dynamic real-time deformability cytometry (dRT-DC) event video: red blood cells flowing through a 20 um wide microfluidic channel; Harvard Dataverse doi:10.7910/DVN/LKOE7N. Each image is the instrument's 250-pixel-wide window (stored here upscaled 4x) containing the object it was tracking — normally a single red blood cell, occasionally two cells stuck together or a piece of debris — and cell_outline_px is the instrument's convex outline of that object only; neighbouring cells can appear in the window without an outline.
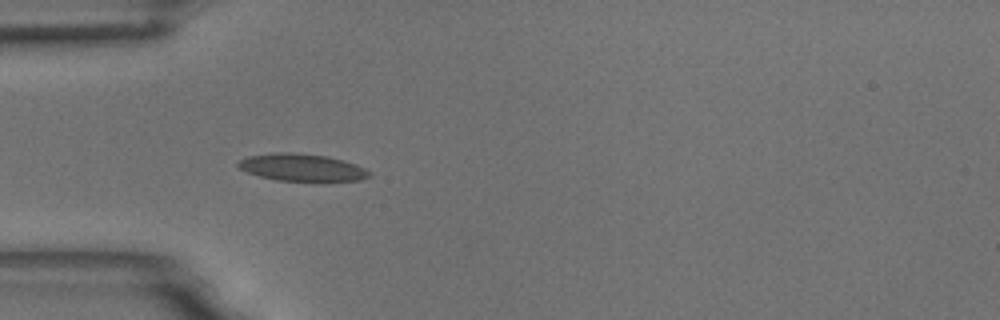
{"species": "common noctule bat (a hibernating species)", "species_latin": "Nyctalus noctula", "temperature_condition": "room temperature", "stored_images_in_passage": 4, "camera_frame_rate_fps": 3000, "um_per_image_px": 0.085, "animal": {"sex": "male", "body_mass_g": 18.8}, "frame": {"image": 1, "passage_image": 4, "time_ms": 1.0, "image_size_px": [1000, 320], "cell_outline_px": [[372, 172], [368, 176], [360, 180], [324, 184], [320, 184], [276, 180], [260, 176], [248, 172], [240, 168], [236, 164], [240, 160], [248, 156], [272, 152], [296, 152], [328, 156], [344, 160], [356, 164]], "centroid_in_image_um": [25.74, 14.27], "position_along_channel_um": 59.3, "area_um2": 21.91}}